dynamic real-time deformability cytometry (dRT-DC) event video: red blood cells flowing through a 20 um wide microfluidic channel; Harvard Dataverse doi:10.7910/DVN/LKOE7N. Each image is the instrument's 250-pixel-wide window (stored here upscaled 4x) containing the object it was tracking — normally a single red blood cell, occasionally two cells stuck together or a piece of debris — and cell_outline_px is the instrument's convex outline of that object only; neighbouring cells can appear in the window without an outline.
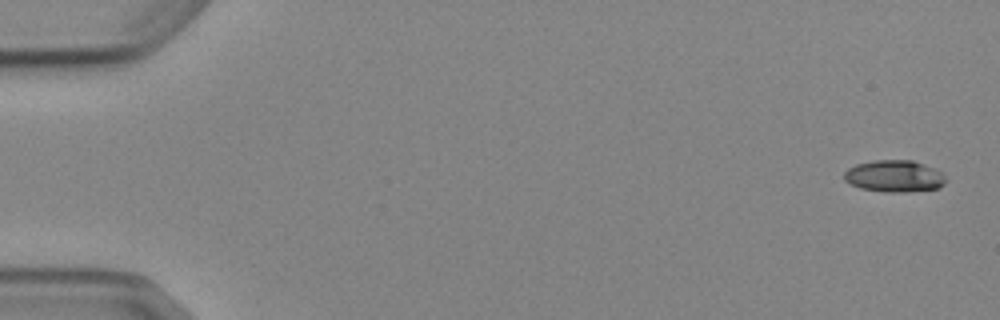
{"species": "Egyptian fruit bat (a non-hibernating species)", "species_latin": "Rousettus aegyptiacus", "temperature_condition": "cold", "stored_images_in_passage": 6, "segment_of_instrument_passage": [1, 2], "camera_frame_rate_fps": 3000, "um_per_image_px": 0.085, "animal": {"sex": "female"}, "frame": {"image": 1, "passage_image": 1, "time_ms": 0.0, "image_size_px": [1000, 320], "cell_outline_px": [[948, 180], [944, 184], [936, 188], [904, 192], [888, 192], [860, 188], [844, 180], [844, 172], [848, 168], [856, 164], [876, 160], [912, 160], [936, 168], [944, 172]], "centroid_in_image_um": [76.06, 14.96], "position_along_channel_um": 8.9, "area_um2": 18.96}}
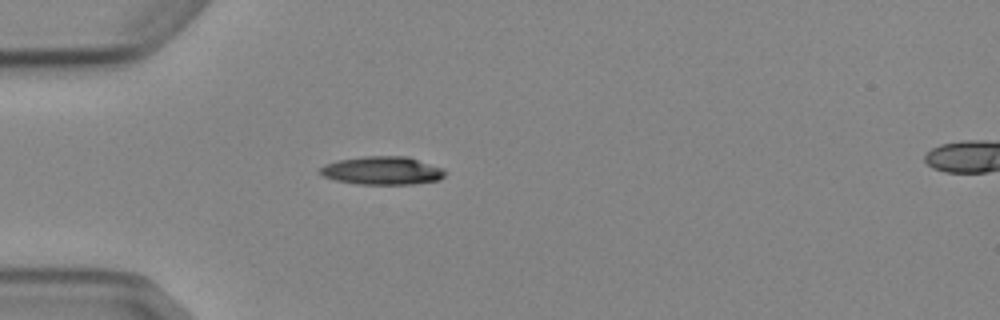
{"frame": {"image": 2, "passage_image": 5, "time_ms": 4.667, "image_size_px": [1000, 320], "cell_outline_px": [[448, 172], [440, 180], [412, 184], [356, 184], [336, 180], [324, 176], [320, 172], [320, 168], [324, 164], [340, 160], [364, 156], [408, 156], [444, 168]], "centroid_in_image_um": [32.55, 14.5], "position_along_channel_um": 52.4, "area_um2": 20.63}}